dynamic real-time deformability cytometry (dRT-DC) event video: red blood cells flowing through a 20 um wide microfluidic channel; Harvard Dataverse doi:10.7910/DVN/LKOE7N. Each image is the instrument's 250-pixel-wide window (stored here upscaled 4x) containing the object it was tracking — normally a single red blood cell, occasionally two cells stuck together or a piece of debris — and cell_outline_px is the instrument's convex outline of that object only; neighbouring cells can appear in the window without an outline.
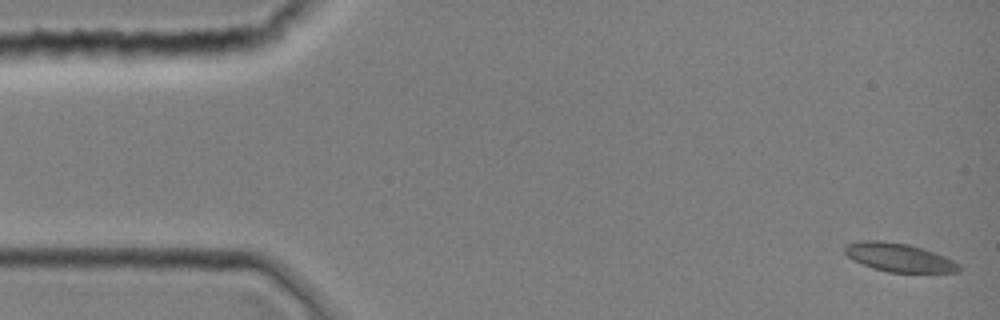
{"species": "common noctule bat (a hibernating species)", "species_latin": "Nyctalus noctula", "temperature_condition": "room temperature", "stored_images_in_passage": 8, "camera_frame_rate_fps": 3000, "um_per_image_px": 0.085, "animal": {"sex": "female", "body_mass_g": 19.0, "forearm_length_mm": 51.5}, "frame": {"image": 1, "passage_image": 1, "time_ms": 0.0, "image_size_px": [1000, 320], "cell_outline_px": [[960, 272], [888, 272], [872, 268], [852, 260], [844, 252], [844, 244], [856, 240], [884, 240], [908, 244], [924, 248], [944, 256], [960, 264]], "centroid_in_image_um": [76.36, 21.86], "position_along_channel_um": 8.6, "area_um2": 19.25}}